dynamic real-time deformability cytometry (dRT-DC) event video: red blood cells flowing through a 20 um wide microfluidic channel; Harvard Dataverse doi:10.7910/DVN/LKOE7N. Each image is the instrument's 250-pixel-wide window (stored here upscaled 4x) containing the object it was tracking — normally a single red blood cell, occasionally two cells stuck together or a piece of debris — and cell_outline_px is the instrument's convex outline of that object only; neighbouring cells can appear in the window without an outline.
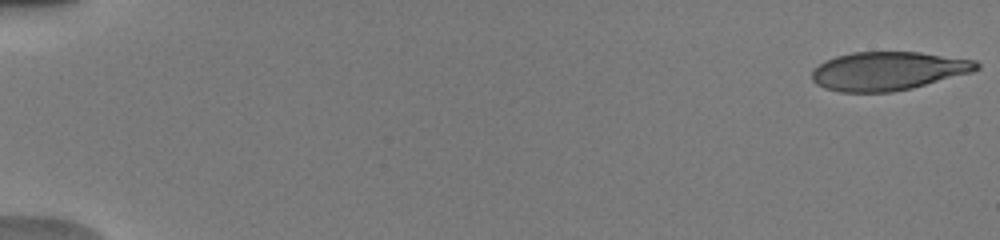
{"species": "human", "species_latin": "Homo sapiens", "temperature_condition": "warm", "stored_images_in_passage": 49, "camera_frame_rate_fps": 3000, "um_per_image_px": 0.085, "donor": {"sex": "male"}, "frame": {"image": 1, "passage_image": 1, "time_ms": 0.0, "image_size_px": [1000, 240], "cell_outline_px": [[980, 68], [972, 72], [912, 88], [892, 92], [840, 92], [824, 88], [816, 84], [812, 80], [812, 68], [824, 60], [836, 56], [852, 52], [920, 52], [976, 60], [980, 64]], "centroid_in_image_um": [75.46, 6.03], "position_along_channel_um": 9.5, "area_um2": 37.22}}
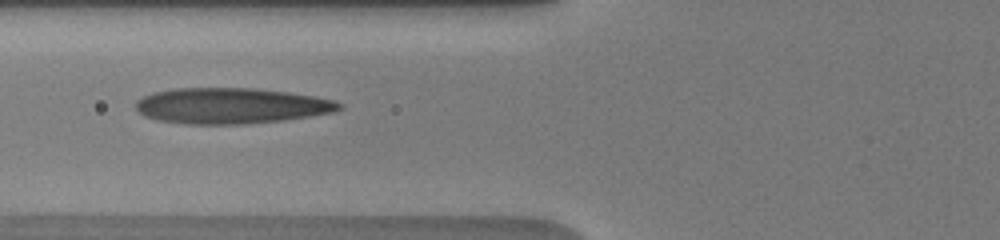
{"frame": {"image": 2, "passage_image": 21, "time_ms": 7.0, "image_size_px": [1000, 240], "cell_outline_px": [[344, 108], [332, 112], [284, 120], [244, 124], [188, 124], [156, 120], [144, 116], [136, 108], [136, 100], [152, 92], [172, 88], [256, 88], [288, 92], [316, 96], [336, 100], [344, 104]], "centroid_in_image_um": [19.66, 8.98], "position_along_channel_um": 106.1, "area_um2": 42.71}}
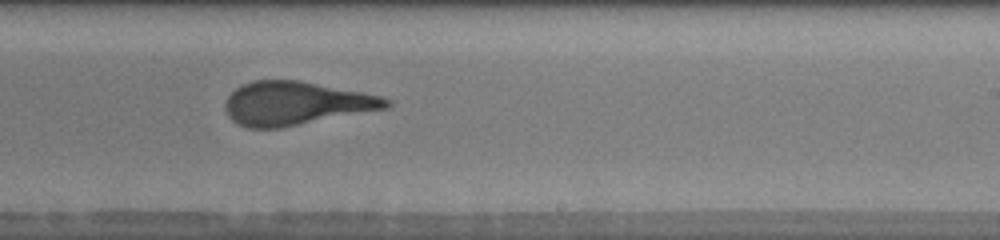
{"frame": {"image": 3, "passage_image": 32, "time_ms": 11.0, "image_size_px": [1000, 240], "cell_outline_px": [[392, 104], [388, 108], [280, 128], [248, 128], [236, 124], [228, 116], [224, 108], [224, 104], [228, 96], [236, 88], [252, 80], [300, 80], [364, 92], [380, 96], [392, 100]], "centroid_in_image_um": [25.14, 8.78], "position_along_channel_um": 263.9, "area_um2": 41.04}, "authors_computed_cell_mechanics": {"area_um2": 40.4022, "velocity_mm_per_s": 3.9448, "shape_relaxation_time_tau1_ms": 7.384, "shape_relaxation_time_tau2_ms": 1.311, "deformation_change_tau1": 0.2915, "deformation_change_tau2": 0.1175}}